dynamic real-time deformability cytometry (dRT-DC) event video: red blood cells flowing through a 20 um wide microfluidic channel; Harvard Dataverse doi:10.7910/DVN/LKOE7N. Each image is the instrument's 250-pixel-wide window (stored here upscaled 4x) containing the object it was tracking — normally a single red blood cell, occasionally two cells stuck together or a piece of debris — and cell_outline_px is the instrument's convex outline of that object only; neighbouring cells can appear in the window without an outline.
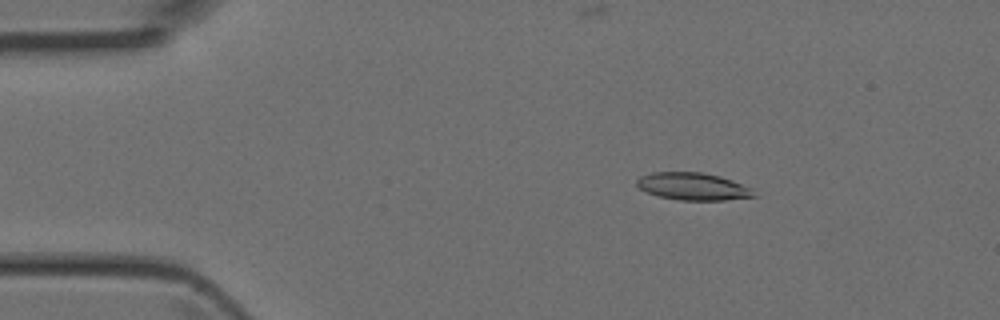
{"species": "Egyptian fruit bat (a non-hibernating species)", "species_latin": "Rousettus aegyptiacus", "temperature_condition": "room temperature", "stored_images_in_passage": 4, "camera_frame_rate_fps": 3000, "um_per_image_px": 0.085, "animal": {"sex": "female"}, "frame": {"image": 1, "passage_image": 1, "time_ms": 0.0, "image_size_px": [1000, 320], "cell_outline_px": [[756, 196], [724, 200], [680, 200], [660, 196], [648, 192], [640, 188], [636, 184], [636, 180], [640, 176], [652, 172], [700, 172], [720, 176], [732, 180], [752, 188]], "centroid_in_image_um": [58.91, 15.84], "position_along_channel_um": 26.1, "area_um2": 18.55}}
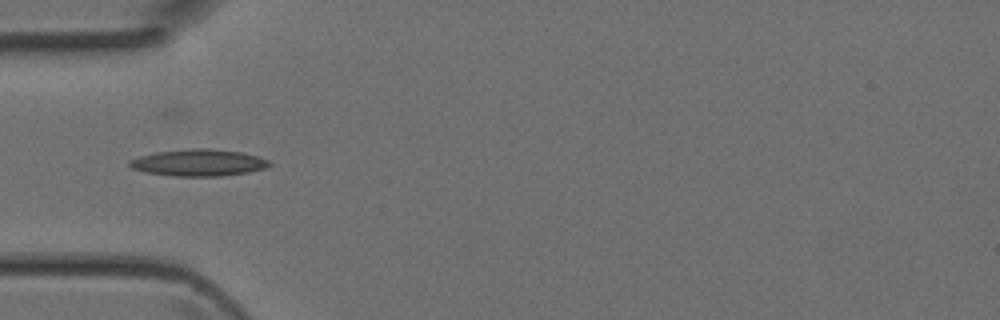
{"frame": {"image": 2, "passage_image": 3, "time_ms": 0.667, "image_size_px": [1000, 320], "cell_outline_px": [[272, 164], [264, 168], [248, 172], [220, 176], [176, 176], [144, 172], [132, 168], [128, 164], [128, 160], [140, 156], [156, 152], [188, 148], [208, 148], [240, 152], [256, 156], [268, 160]], "centroid_in_image_um": [16.84, 13.82], "position_along_channel_um": 68.2, "area_um2": 21.73}}
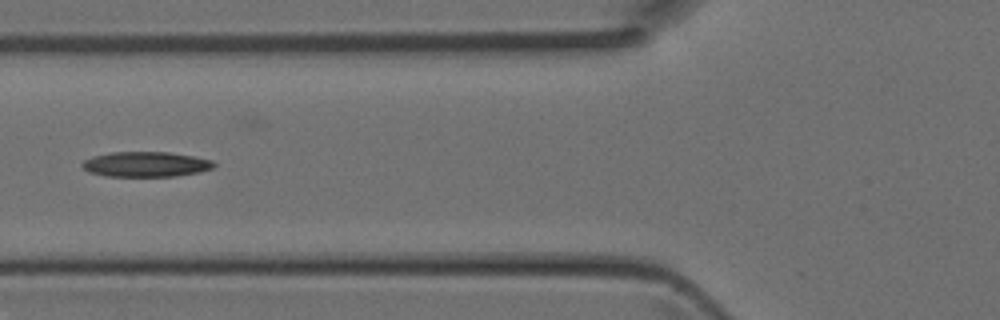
{"frame": {"image": 3, "passage_image": 4, "time_ms": 1.0, "image_size_px": [1000, 320], "cell_outline_px": [[216, 164], [212, 168], [200, 172], [176, 176], [104, 176], [88, 172], [80, 164], [84, 160], [92, 156], [112, 152], [168, 152], [192, 156], [212, 160]], "centroid_in_image_um": [12.37, 13.96], "position_along_channel_um": 113.4, "area_um2": 19.31}}